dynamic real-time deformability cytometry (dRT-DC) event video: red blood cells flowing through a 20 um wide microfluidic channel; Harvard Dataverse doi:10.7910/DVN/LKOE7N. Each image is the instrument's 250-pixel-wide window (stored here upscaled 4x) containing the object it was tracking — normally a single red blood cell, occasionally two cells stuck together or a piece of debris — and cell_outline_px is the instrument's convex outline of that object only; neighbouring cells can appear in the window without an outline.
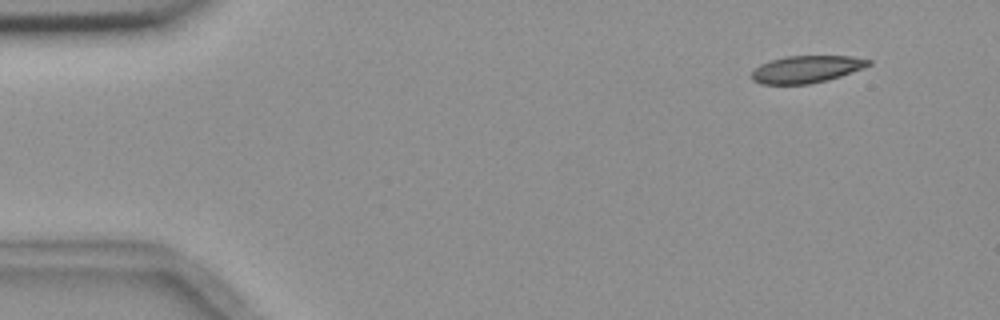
{"species": "common noctule bat (a hibernating species)", "species_latin": "Nyctalus noctula", "temperature_condition": "room temperature", "stored_images_in_passage": 4, "camera_frame_rate_fps": 3000, "um_per_image_px": 0.085, "animal": {"sex": "female", "body_mass_g": 18.4}, "frame": {"image": 1, "passage_image": 1, "time_ms": 0.0, "image_size_px": [1000, 320], "cell_outline_px": [[872, 64], [840, 76], [828, 80], [808, 84], [760, 84], [752, 80], [752, 72], [760, 64], [768, 60], [784, 56], [852, 56], [872, 60]], "centroid_in_image_um": [68.52, 5.88], "position_along_channel_um": 16.5, "area_um2": 18.55}}